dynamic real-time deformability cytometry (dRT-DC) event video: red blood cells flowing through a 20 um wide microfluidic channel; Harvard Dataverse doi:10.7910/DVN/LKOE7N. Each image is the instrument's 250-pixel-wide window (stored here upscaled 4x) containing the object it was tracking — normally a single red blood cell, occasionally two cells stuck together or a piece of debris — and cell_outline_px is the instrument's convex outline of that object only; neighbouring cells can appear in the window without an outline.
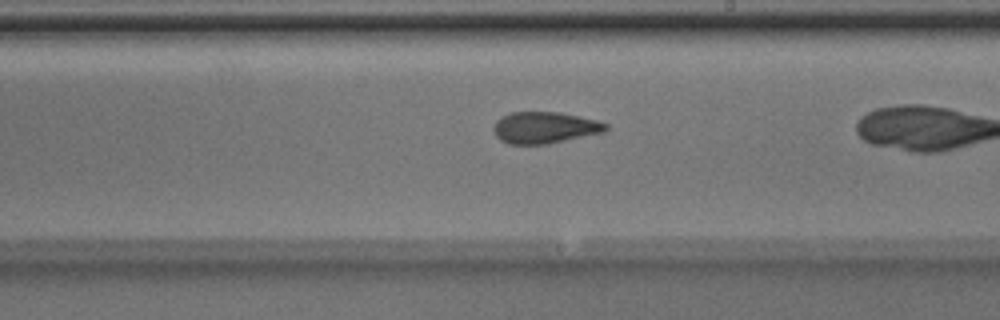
{"species": "Egyptian fruit bat (a non-hibernating species)", "species_latin": "Rousettus aegyptiacus", "temperature_condition": "room temperature", "stored_images_in_passage": 36, "camera_frame_rate_fps": 3000, "um_per_image_px": 0.085, "animal": {"sex": "male"}, "frame": {"image": 1, "passage_image": 26, "time_ms": 8.333, "image_size_px": [1000, 320], "cell_outline_px": [[608, 128], [604, 132], [548, 144], [508, 144], [500, 140], [496, 136], [492, 128], [496, 120], [500, 116], [512, 112], [556, 112], [596, 120], [608, 124]], "centroid_in_image_um": [46.25, 10.85], "position_along_channel_um": 242.7, "area_um2": 20.63}}